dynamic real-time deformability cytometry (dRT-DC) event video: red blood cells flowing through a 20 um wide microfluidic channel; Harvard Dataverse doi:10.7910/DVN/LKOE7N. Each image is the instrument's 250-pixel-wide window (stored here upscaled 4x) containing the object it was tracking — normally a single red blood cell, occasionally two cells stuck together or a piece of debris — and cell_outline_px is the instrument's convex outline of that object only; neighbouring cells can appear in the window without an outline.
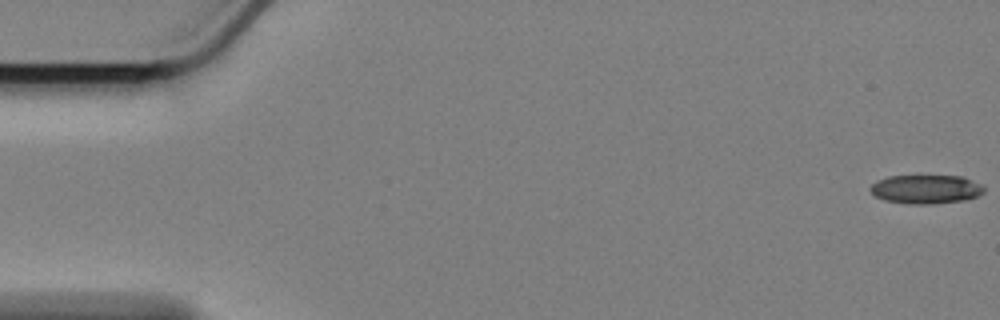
{"species": "Egyptian fruit bat (a non-hibernating species)", "species_latin": "Rousettus aegyptiacus", "temperature_condition": "cold", "stored_images_in_passage": 11, "camera_frame_rate_fps": 3000, "um_per_image_px": 0.085, "animal": {"sex": "female"}, "frame": {"image": 1, "passage_image": 1, "time_ms": 0.0, "image_size_px": [1000, 320], "cell_outline_px": [[984, 192], [976, 196], [964, 200], [932, 204], [908, 204], [884, 200], [876, 196], [868, 188], [876, 180], [888, 176], [960, 176], [980, 184], [984, 188]], "centroid_in_image_um": [78.66, 16.09], "position_along_channel_um": 6.3, "area_um2": 19.02}}